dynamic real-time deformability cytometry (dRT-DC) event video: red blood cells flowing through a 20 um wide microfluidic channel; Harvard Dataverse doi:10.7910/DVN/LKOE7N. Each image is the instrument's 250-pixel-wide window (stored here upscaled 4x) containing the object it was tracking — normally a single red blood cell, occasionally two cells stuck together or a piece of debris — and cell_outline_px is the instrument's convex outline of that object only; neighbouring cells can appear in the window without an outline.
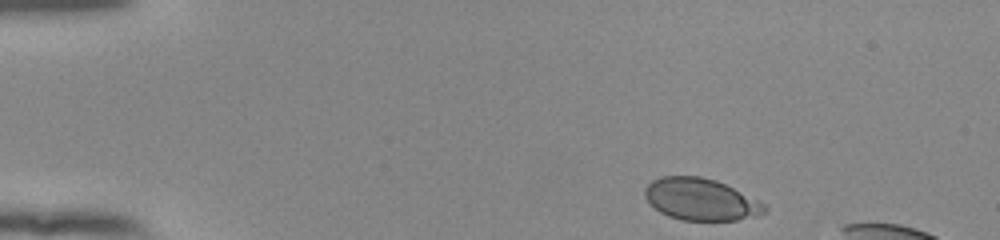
{"species": "human", "species_latin": "Homo sapiens", "temperature_condition": "room temperature", "stored_images_in_passage": 10, "camera_frame_rate_fps": 3000, "um_per_image_px": 0.085, "donor": {"sex": "female"}, "frame": {"image": 1, "passage_image": 1, "time_ms": 0.0, "image_size_px": [1000, 240], "cell_outline_px": [[768, 212], [756, 216], [736, 220], [680, 220], [668, 216], [660, 212], [644, 196], [644, 188], [652, 180], [660, 176], [700, 176], [716, 180], [764, 204], [768, 208]], "centroid_in_image_um": [59.54, 16.95], "position_along_channel_um": 25.5, "area_um2": 29.02}}